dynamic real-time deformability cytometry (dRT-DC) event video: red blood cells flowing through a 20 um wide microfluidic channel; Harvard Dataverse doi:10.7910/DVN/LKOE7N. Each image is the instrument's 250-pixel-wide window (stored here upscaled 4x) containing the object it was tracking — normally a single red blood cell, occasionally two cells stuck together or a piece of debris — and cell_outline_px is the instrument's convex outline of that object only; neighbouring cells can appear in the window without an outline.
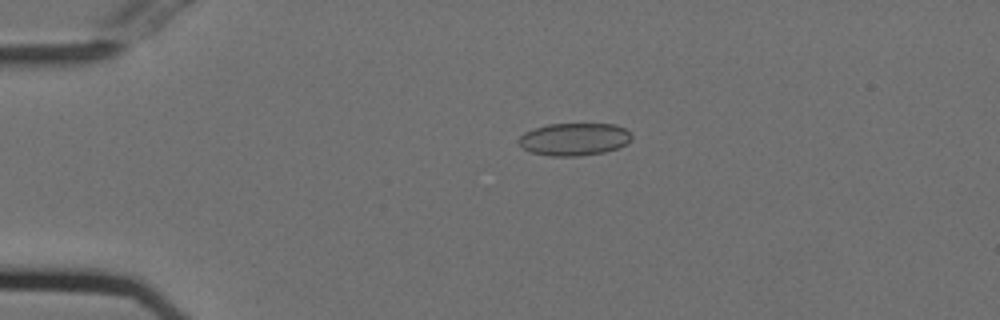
{"species": "Egyptian fruit bat (a non-hibernating species)", "species_latin": "Rousettus aegyptiacus", "temperature_condition": "cold", "stored_images_in_passage": 43, "camera_frame_rate_fps": 3000, "um_per_image_px": 0.085, "animal": {"sex": "female"}, "frame": {"image": 1, "passage_image": 10, "time_ms": 3.0, "image_size_px": [1000, 320], "cell_outline_px": [[632, 136], [628, 144], [604, 152], [580, 156], [552, 156], [532, 152], [524, 148], [520, 144], [520, 136], [524, 132], [548, 124], [616, 124], [624, 128]], "centroid_in_image_um": [48.84, 11.83], "position_along_channel_um": 36.2, "area_um2": 21.21}}
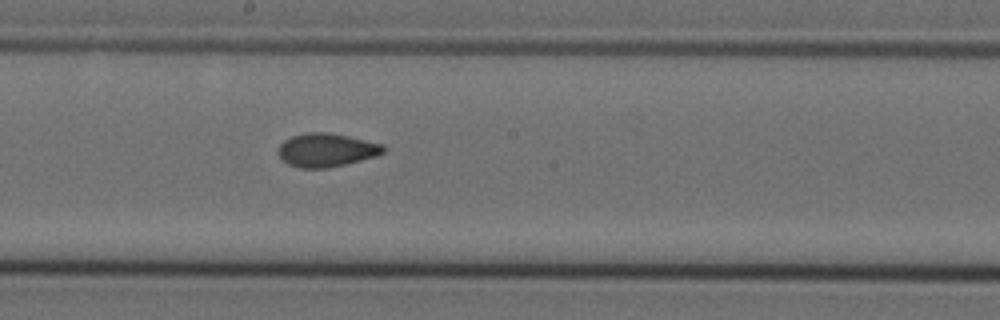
{"frame": {"image": 2, "passage_image": 28, "time_ms": 9.0, "image_size_px": [1000, 320], "cell_outline_px": [[384, 152], [376, 156], [328, 168], [300, 168], [288, 164], [276, 152], [280, 144], [284, 140], [292, 136], [308, 132], [328, 132], [348, 136], [384, 144]], "centroid_in_image_um": [27.73, 12.75], "position_along_channel_um": 220.5, "area_um2": 20.46}}
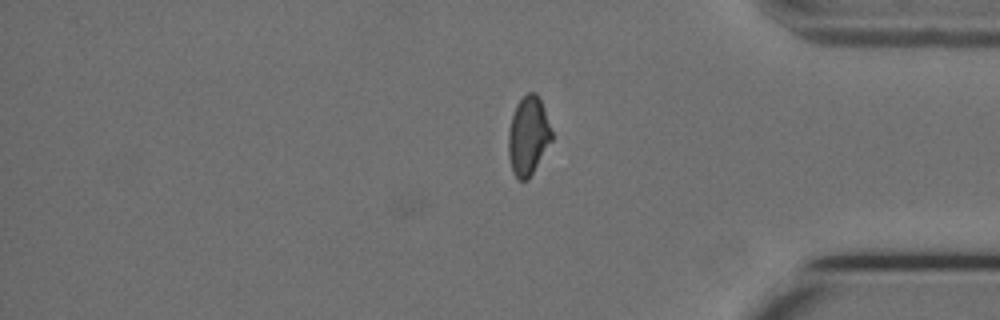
{"frame": {"image": 3, "passage_image": 43, "time_ms": 14.0, "image_size_px": [1000, 320], "cell_outline_px": [[552, 140], [528, 180], [520, 180], [512, 172], [508, 156], [508, 132], [512, 116], [516, 104], [528, 92], [536, 92], [544, 108], [552, 132]], "centroid_in_image_um": [44.88, 11.55], "position_along_channel_um": 390.3, "area_um2": 19.77}, "authors_computed_cell_mechanics": {"area_um2": 20.4612, "velocity_mm_per_s": 3.7405, "shape_relaxation_time_tau1_ms": null, "shape_relaxation_time_tau2_ms": 1.4583, "deformation_change_tau1": null, "deformation_change_tau2": 0.0637}}